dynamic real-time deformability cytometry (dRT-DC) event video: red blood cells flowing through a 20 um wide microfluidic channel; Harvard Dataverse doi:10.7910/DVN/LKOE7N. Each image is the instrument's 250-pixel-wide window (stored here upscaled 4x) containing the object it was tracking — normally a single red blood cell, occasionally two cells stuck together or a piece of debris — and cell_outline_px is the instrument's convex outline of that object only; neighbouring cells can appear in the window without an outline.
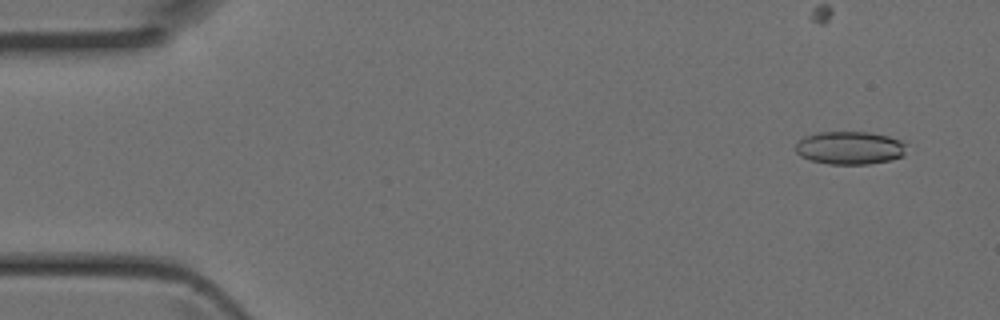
{"species": "Egyptian fruit bat (a non-hibernating species)", "species_latin": "Rousettus aegyptiacus", "temperature_condition": "room temperature", "stored_images_in_passage": 45, "segment_of_instrument_passage": [1, 2], "camera_frame_rate_fps": 3000, "um_per_image_px": 0.085, "animal": {"sex": "female"}, "frame": {"image": 1, "passage_image": 3, "time_ms": 0.667, "image_size_px": [1000, 320], "cell_outline_px": [[904, 156], [892, 160], [868, 164], [828, 164], [812, 160], [800, 156], [796, 152], [796, 144], [804, 136], [816, 132], [868, 132], [888, 136], [900, 140], [904, 144]], "centroid_in_image_um": [72.22, 12.57], "position_along_channel_um": 12.8, "area_um2": 21.33}}
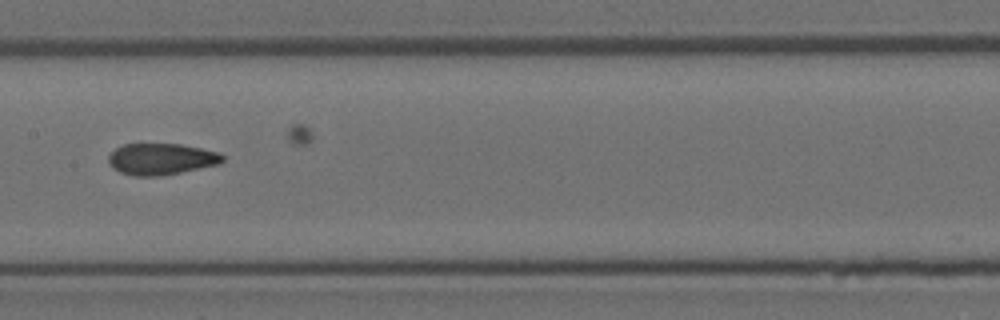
{"frame": {"image": 2, "passage_image": 22, "time_ms": 7.0, "image_size_px": [1000, 320], "cell_outline_px": [[224, 160], [220, 164], [160, 176], [136, 176], [120, 172], [112, 168], [108, 164], [108, 156], [116, 148], [124, 144], [180, 144], [220, 152], [224, 156]], "centroid_in_image_um": [13.7, 13.52], "position_along_channel_um": 193.7, "area_um2": 20.92}}
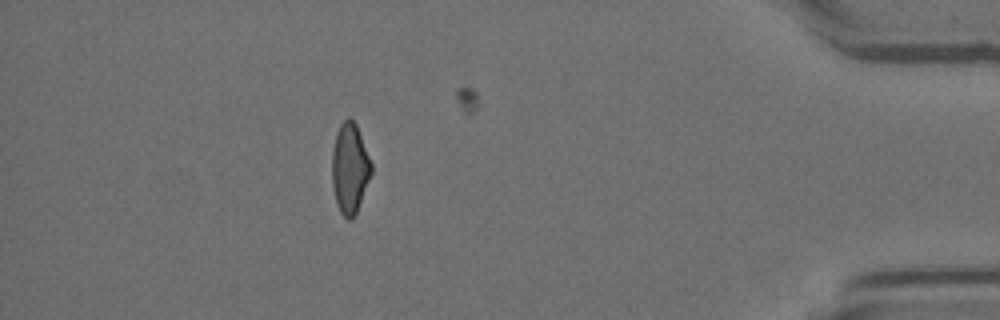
{"frame": {"image": 3, "passage_image": 39, "time_ms": 12.667, "image_size_px": [1000, 320], "cell_outline_px": [[372, 172], [356, 212], [352, 220], [348, 220], [340, 212], [336, 204], [332, 184], [332, 148], [336, 132], [340, 124], [348, 116], [356, 124], [372, 164]], "centroid_in_image_um": [29.71, 14.3], "position_along_channel_um": 405.5, "area_um2": 20.63}}